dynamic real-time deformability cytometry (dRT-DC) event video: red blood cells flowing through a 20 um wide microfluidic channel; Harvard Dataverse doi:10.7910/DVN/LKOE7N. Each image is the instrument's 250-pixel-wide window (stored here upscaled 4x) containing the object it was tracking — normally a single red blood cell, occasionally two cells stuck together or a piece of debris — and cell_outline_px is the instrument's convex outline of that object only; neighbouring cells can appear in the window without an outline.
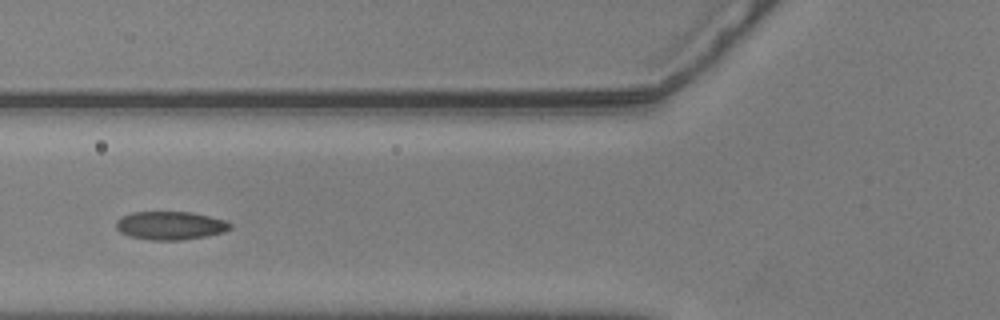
{"species": "common noctule bat (a hibernating species)", "species_latin": "Nyctalus noctula", "temperature_condition": "warm", "stored_images_in_passage": 12, "camera_frame_rate_fps": 3000, "um_per_image_px": 0.085, "animal": {"sex": "male", "body_mass_g": 20.5, "forearm_length_mm": 52.5}, "frame": {"image": 1, "passage_image": 6, "time_ms": 1.667, "image_size_px": [1000, 320], "cell_outline_px": [[232, 228], [224, 232], [208, 236], [184, 240], [152, 240], [128, 236], [120, 232], [116, 228], [116, 220], [132, 212], [192, 212], [228, 220], [232, 224]], "centroid_in_image_um": [14.53, 19.17], "position_along_channel_um": 111.3, "area_um2": 19.07}}
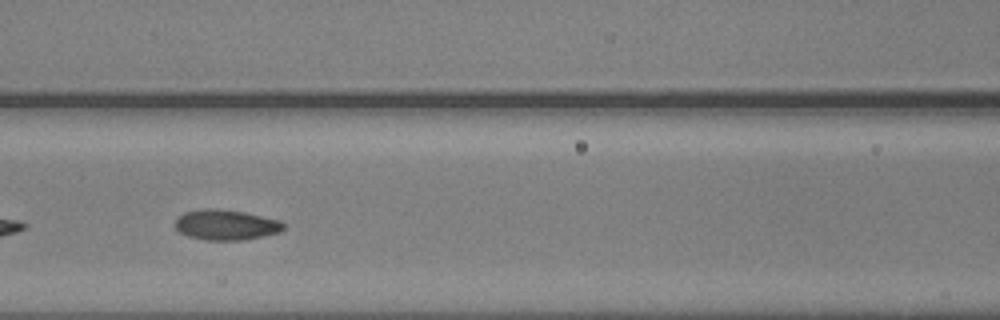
{"frame": {"image": 2, "passage_image": 9, "time_ms": 2.667, "image_size_px": [1000, 320], "cell_outline_px": [[284, 228], [280, 232], [264, 236], [244, 240], [204, 240], [188, 236], [180, 232], [176, 228], [176, 220], [184, 212], [204, 208], [216, 208], [244, 212], [280, 220], [284, 224]], "centroid_in_image_um": [19.22, 19.11], "position_along_channel_um": 147.4, "area_um2": 19.19}}